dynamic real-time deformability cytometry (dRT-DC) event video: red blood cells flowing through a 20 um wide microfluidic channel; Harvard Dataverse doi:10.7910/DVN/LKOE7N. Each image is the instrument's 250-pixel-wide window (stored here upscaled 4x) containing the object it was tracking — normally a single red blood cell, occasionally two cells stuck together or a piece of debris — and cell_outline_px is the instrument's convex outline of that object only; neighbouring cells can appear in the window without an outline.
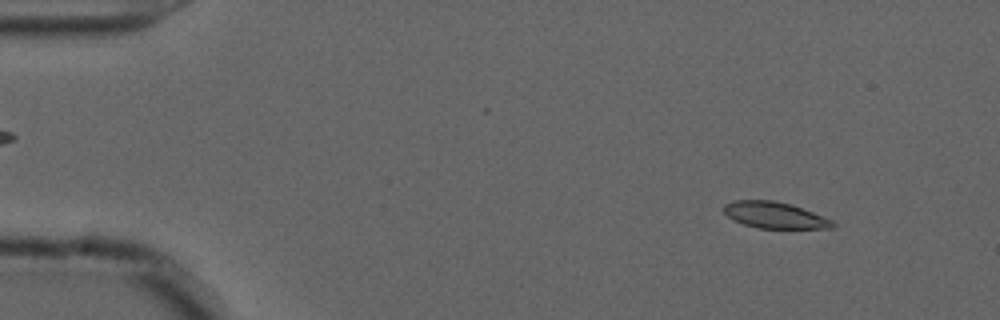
{"species": "common noctule bat (a hibernating species)", "species_latin": "Nyctalus noctula", "temperature_condition": "cold", "stored_images_in_passage": 55, "camera_frame_rate_fps": 3000, "um_per_image_px": 0.085, "animal": {"sex": "male", "forearm_length_mm": 52.5}, "frame": {"image": 1, "passage_image": 6, "time_ms": 1.667, "image_size_px": [1000, 320], "cell_outline_px": [[836, 224], [832, 228], [760, 228], [744, 224], [728, 216], [724, 212], [724, 204], [736, 200], [772, 200], [792, 204], [832, 220]], "centroid_in_image_um": [65.86, 18.28], "position_along_channel_um": 19.1, "area_um2": 16.47}}
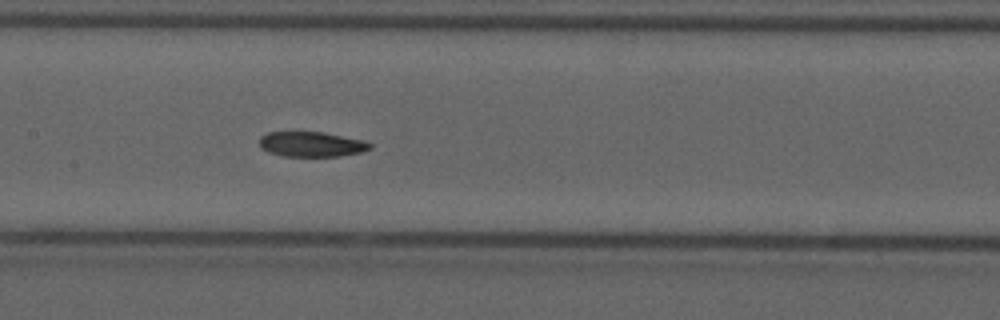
{"frame": {"image": 2, "passage_image": 27, "time_ms": 8.667, "image_size_px": [1000, 320], "cell_outline_px": [[372, 148], [360, 152], [340, 156], [284, 156], [268, 152], [260, 148], [260, 136], [268, 132], [324, 132], [364, 140], [372, 144]], "centroid_in_image_um": [26.48, 12.25], "position_along_channel_um": 180.9, "area_um2": 16.18}}
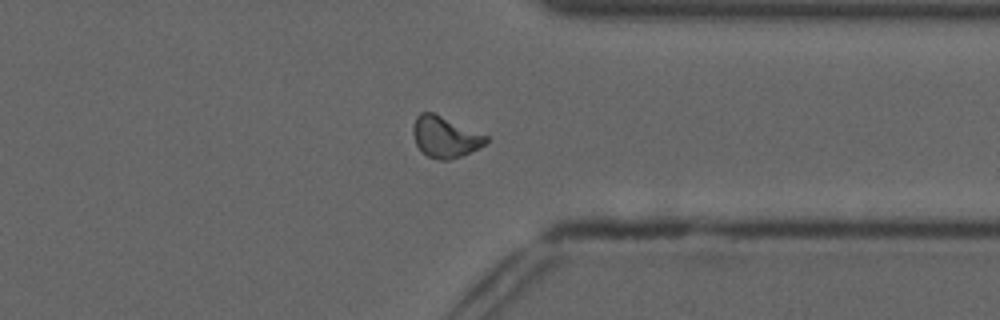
{"frame": {"image": 3, "passage_image": 43, "time_ms": 14.0, "image_size_px": [1000, 320], "cell_outline_px": [[488, 140], [484, 144], [460, 156], [448, 160], [440, 160], [428, 156], [416, 144], [412, 132], [412, 128], [416, 116], [420, 112], [432, 112], [488, 136]], "centroid_in_image_um": [37.79, 11.62], "position_along_channel_um": 373.6, "area_um2": 17.05}, "authors_computed_cell_mechanics": {"area_um2": 17.34, "velocity_mm_per_s": 3.6642, "shape_relaxation_time_tau1_ms": null, "shape_relaxation_time_tau2_ms": 5.0942, "deformation_change_tau1": null, "deformation_change_tau2": 0.0901}}